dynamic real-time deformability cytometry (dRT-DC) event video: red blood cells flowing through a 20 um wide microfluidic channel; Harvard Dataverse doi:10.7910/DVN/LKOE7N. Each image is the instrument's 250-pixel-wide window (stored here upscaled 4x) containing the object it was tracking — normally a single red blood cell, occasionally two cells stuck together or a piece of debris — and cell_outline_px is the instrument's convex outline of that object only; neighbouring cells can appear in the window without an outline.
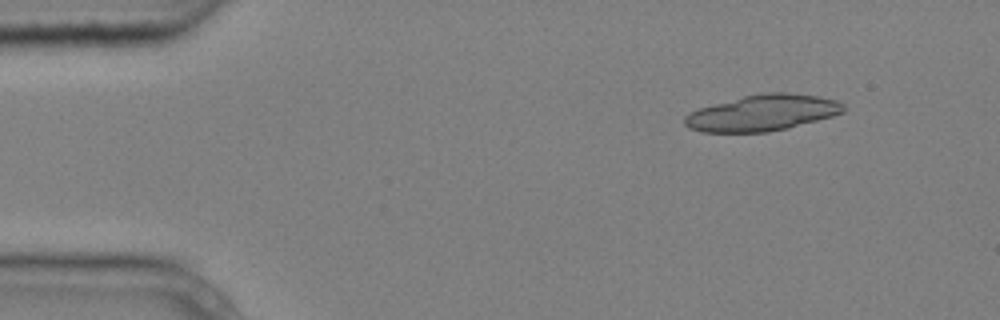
{"species": "common noctule bat (a hibernating species)", "species_latin": "Nyctalus noctula", "temperature_condition": "cold", "stored_images_in_passage": 4, "camera_frame_rate_fps": 3000, "um_per_image_px": 0.085, "animal": {"sex": "male", "body_mass_g": 20.4}, "frame": {"image": 1, "passage_image": 2, "time_ms": 0.333, "image_size_px": [1000, 320], "cell_outline_px": [[844, 112], [832, 116], [788, 128], [768, 132], [700, 132], [688, 128], [684, 124], [684, 116], [700, 108], [744, 96], [768, 92], [788, 92], [816, 96], [836, 100], [844, 104]], "centroid_in_image_um": [64.81, 9.6], "position_along_channel_um": 20.2, "area_um2": 33.18}}